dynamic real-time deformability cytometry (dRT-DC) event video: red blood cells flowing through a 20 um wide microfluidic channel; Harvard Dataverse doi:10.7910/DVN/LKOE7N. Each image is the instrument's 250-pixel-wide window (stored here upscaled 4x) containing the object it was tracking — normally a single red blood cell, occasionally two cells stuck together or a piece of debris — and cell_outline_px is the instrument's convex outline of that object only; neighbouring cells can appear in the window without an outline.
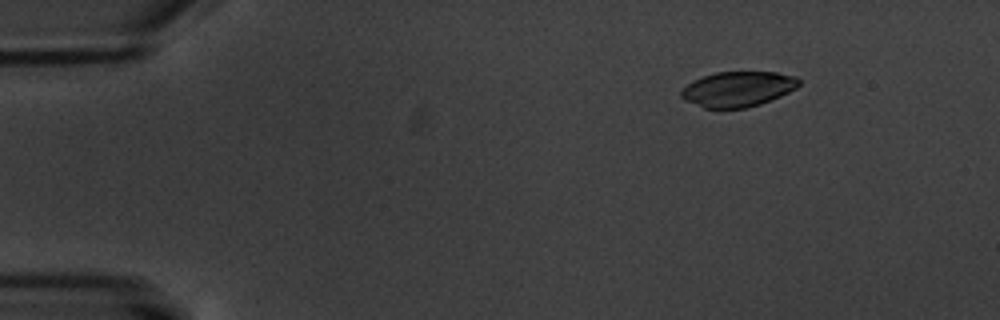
{"species": "common noctule bat (a hibernating species)", "species_latin": "Nyctalus noctula", "temperature_condition": "warm", "stored_images_in_passage": 3, "camera_frame_rate_fps": 3000, "um_per_image_px": 0.085, "animal": {"sex": "male", "body_mass_g": 20.1, "forearm_length_mm": 53.5}, "frame": {"image": 1, "passage_image": 1, "time_ms": 0.0, "image_size_px": [1000, 320], "cell_outline_px": [[800, 84], [796, 88], [780, 96], [760, 104], [744, 108], [704, 108], [680, 96], [680, 92], [688, 84], [704, 76], [716, 72], [776, 72], [796, 76], [800, 80]], "centroid_in_image_um": [62.77, 7.56], "position_along_channel_um": 22.2, "area_um2": 23.81}}